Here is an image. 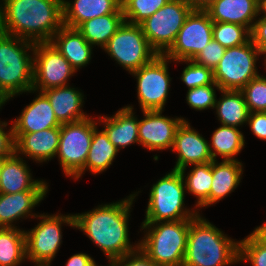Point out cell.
<instances>
[{
  "label": "cell",
  "mask_w": 266,
  "mask_h": 266,
  "mask_svg": "<svg viewBox=\"0 0 266 266\" xmlns=\"http://www.w3.org/2000/svg\"><path fill=\"white\" fill-rule=\"evenodd\" d=\"M193 166L187 176H185L186 168L179 170V172L182 174L186 191L197 198L195 207L200 209L210 205V192L213 182L212 161Z\"/></svg>",
  "instance_id": "31"
},
{
  "label": "cell",
  "mask_w": 266,
  "mask_h": 266,
  "mask_svg": "<svg viewBox=\"0 0 266 266\" xmlns=\"http://www.w3.org/2000/svg\"><path fill=\"white\" fill-rule=\"evenodd\" d=\"M35 43L0 31V94L8 101L32 90Z\"/></svg>",
  "instance_id": "4"
},
{
  "label": "cell",
  "mask_w": 266,
  "mask_h": 266,
  "mask_svg": "<svg viewBox=\"0 0 266 266\" xmlns=\"http://www.w3.org/2000/svg\"><path fill=\"white\" fill-rule=\"evenodd\" d=\"M36 218H42L38 225L25 231L26 259L35 262L51 263L62 243V223L74 228V214L46 215L40 214Z\"/></svg>",
  "instance_id": "11"
},
{
  "label": "cell",
  "mask_w": 266,
  "mask_h": 266,
  "mask_svg": "<svg viewBox=\"0 0 266 266\" xmlns=\"http://www.w3.org/2000/svg\"><path fill=\"white\" fill-rule=\"evenodd\" d=\"M191 220L142 223L139 247L157 266H182ZM148 229V230H147Z\"/></svg>",
  "instance_id": "5"
},
{
  "label": "cell",
  "mask_w": 266,
  "mask_h": 266,
  "mask_svg": "<svg viewBox=\"0 0 266 266\" xmlns=\"http://www.w3.org/2000/svg\"><path fill=\"white\" fill-rule=\"evenodd\" d=\"M211 140L209 151L213 160H216L217 155L222 160H237L236 155L245 146L244 135L239 128L232 126H220L213 132Z\"/></svg>",
  "instance_id": "29"
},
{
  "label": "cell",
  "mask_w": 266,
  "mask_h": 266,
  "mask_svg": "<svg viewBox=\"0 0 266 266\" xmlns=\"http://www.w3.org/2000/svg\"><path fill=\"white\" fill-rule=\"evenodd\" d=\"M15 152L4 159L0 172V193L12 194L28 190H48L43 180L32 179L30 169Z\"/></svg>",
  "instance_id": "18"
},
{
  "label": "cell",
  "mask_w": 266,
  "mask_h": 266,
  "mask_svg": "<svg viewBox=\"0 0 266 266\" xmlns=\"http://www.w3.org/2000/svg\"><path fill=\"white\" fill-rule=\"evenodd\" d=\"M7 102V100L0 94V109Z\"/></svg>",
  "instance_id": "49"
},
{
  "label": "cell",
  "mask_w": 266,
  "mask_h": 266,
  "mask_svg": "<svg viewBox=\"0 0 266 266\" xmlns=\"http://www.w3.org/2000/svg\"><path fill=\"white\" fill-rule=\"evenodd\" d=\"M26 259L25 232L0 228V266H18Z\"/></svg>",
  "instance_id": "32"
},
{
  "label": "cell",
  "mask_w": 266,
  "mask_h": 266,
  "mask_svg": "<svg viewBox=\"0 0 266 266\" xmlns=\"http://www.w3.org/2000/svg\"><path fill=\"white\" fill-rule=\"evenodd\" d=\"M222 98L215 101V109L221 125L240 127L247 123L250 111L241 90H219Z\"/></svg>",
  "instance_id": "28"
},
{
  "label": "cell",
  "mask_w": 266,
  "mask_h": 266,
  "mask_svg": "<svg viewBox=\"0 0 266 266\" xmlns=\"http://www.w3.org/2000/svg\"><path fill=\"white\" fill-rule=\"evenodd\" d=\"M213 39V21L205 10H192L171 48L164 54L173 61L193 60Z\"/></svg>",
  "instance_id": "14"
},
{
  "label": "cell",
  "mask_w": 266,
  "mask_h": 266,
  "mask_svg": "<svg viewBox=\"0 0 266 266\" xmlns=\"http://www.w3.org/2000/svg\"><path fill=\"white\" fill-rule=\"evenodd\" d=\"M33 87L29 93L67 86L68 80L76 72L67 59L50 43H35L32 51ZM40 89V90H39ZM39 90V91H38Z\"/></svg>",
  "instance_id": "13"
},
{
  "label": "cell",
  "mask_w": 266,
  "mask_h": 266,
  "mask_svg": "<svg viewBox=\"0 0 266 266\" xmlns=\"http://www.w3.org/2000/svg\"><path fill=\"white\" fill-rule=\"evenodd\" d=\"M264 55L266 56V53ZM265 56H264V58H265L264 62H265V67H266V57Z\"/></svg>",
  "instance_id": "53"
},
{
  "label": "cell",
  "mask_w": 266,
  "mask_h": 266,
  "mask_svg": "<svg viewBox=\"0 0 266 266\" xmlns=\"http://www.w3.org/2000/svg\"><path fill=\"white\" fill-rule=\"evenodd\" d=\"M35 266H50V263L35 262Z\"/></svg>",
  "instance_id": "51"
},
{
  "label": "cell",
  "mask_w": 266,
  "mask_h": 266,
  "mask_svg": "<svg viewBox=\"0 0 266 266\" xmlns=\"http://www.w3.org/2000/svg\"><path fill=\"white\" fill-rule=\"evenodd\" d=\"M226 48L223 47L219 42L212 39L206 47L198 53L193 59L199 65L205 66L212 70L218 65L220 59L223 57Z\"/></svg>",
  "instance_id": "39"
},
{
  "label": "cell",
  "mask_w": 266,
  "mask_h": 266,
  "mask_svg": "<svg viewBox=\"0 0 266 266\" xmlns=\"http://www.w3.org/2000/svg\"><path fill=\"white\" fill-rule=\"evenodd\" d=\"M137 194L124 200L99 205L92 211L75 214L74 228L83 231L96 244L107 259L120 258L139 248L130 244L128 219L130 209Z\"/></svg>",
  "instance_id": "1"
},
{
  "label": "cell",
  "mask_w": 266,
  "mask_h": 266,
  "mask_svg": "<svg viewBox=\"0 0 266 266\" xmlns=\"http://www.w3.org/2000/svg\"><path fill=\"white\" fill-rule=\"evenodd\" d=\"M205 11L213 22L236 23L251 31L258 18V0H215Z\"/></svg>",
  "instance_id": "21"
},
{
  "label": "cell",
  "mask_w": 266,
  "mask_h": 266,
  "mask_svg": "<svg viewBox=\"0 0 266 266\" xmlns=\"http://www.w3.org/2000/svg\"><path fill=\"white\" fill-rule=\"evenodd\" d=\"M175 62H185L187 66L183 69L181 80L186 84L188 89L214 83L213 70L199 65L193 60H179Z\"/></svg>",
  "instance_id": "36"
},
{
  "label": "cell",
  "mask_w": 266,
  "mask_h": 266,
  "mask_svg": "<svg viewBox=\"0 0 266 266\" xmlns=\"http://www.w3.org/2000/svg\"><path fill=\"white\" fill-rule=\"evenodd\" d=\"M142 112L144 119L138 124L139 145L150 151L173 148L177 129L186 119L165 117L162 110Z\"/></svg>",
  "instance_id": "15"
},
{
  "label": "cell",
  "mask_w": 266,
  "mask_h": 266,
  "mask_svg": "<svg viewBox=\"0 0 266 266\" xmlns=\"http://www.w3.org/2000/svg\"><path fill=\"white\" fill-rule=\"evenodd\" d=\"M124 22L123 13H111L86 20L77 30L90 45H97L103 49Z\"/></svg>",
  "instance_id": "27"
},
{
  "label": "cell",
  "mask_w": 266,
  "mask_h": 266,
  "mask_svg": "<svg viewBox=\"0 0 266 266\" xmlns=\"http://www.w3.org/2000/svg\"><path fill=\"white\" fill-rule=\"evenodd\" d=\"M169 0H130L122 9L125 22L139 25Z\"/></svg>",
  "instance_id": "34"
},
{
  "label": "cell",
  "mask_w": 266,
  "mask_h": 266,
  "mask_svg": "<svg viewBox=\"0 0 266 266\" xmlns=\"http://www.w3.org/2000/svg\"><path fill=\"white\" fill-rule=\"evenodd\" d=\"M130 0H119V5L123 8Z\"/></svg>",
  "instance_id": "50"
},
{
  "label": "cell",
  "mask_w": 266,
  "mask_h": 266,
  "mask_svg": "<svg viewBox=\"0 0 266 266\" xmlns=\"http://www.w3.org/2000/svg\"><path fill=\"white\" fill-rule=\"evenodd\" d=\"M75 89L67 85L42 91L48 98L60 124L73 123L89 117L81 109L84 95Z\"/></svg>",
  "instance_id": "24"
},
{
  "label": "cell",
  "mask_w": 266,
  "mask_h": 266,
  "mask_svg": "<svg viewBox=\"0 0 266 266\" xmlns=\"http://www.w3.org/2000/svg\"><path fill=\"white\" fill-rule=\"evenodd\" d=\"M177 152L178 158L173 169H187L188 165L205 164L213 161L209 142L184 120L178 127L174 145L171 149Z\"/></svg>",
  "instance_id": "16"
},
{
  "label": "cell",
  "mask_w": 266,
  "mask_h": 266,
  "mask_svg": "<svg viewBox=\"0 0 266 266\" xmlns=\"http://www.w3.org/2000/svg\"><path fill=\"white\" fill-rule=\"evenodd\" d=\"M252 234L266 246V222L259 227H256Z\"/></svg>",
  "instance_id": "46"
},
{
  "label": "cell",
  "mask_w": 266,
  "mask_h": 266,
  "mask_svg": "<svg viewBox=\"0 0 266 266\" xmlns=\"http://www.w3.org/2000/svg\"><path fill=\"white\" fill-rule=\"evenodd\" d=\"M98 120L103 124L105 123L103 130L118 151L131 144H139V120L134 116L132 106L123 107L111 117L100 116Z\"/></svg>",
  "instance_id": "22"
},
{
  "label": "cell",
  "mask_w": 266,
  "mask_h": 266,
  "mask_svg": "<svg viewBox=\"0 0 266 266\" xmlns=\"http://www.w3.org/2000/svg\"><path fill=\"white\" fill-rule=\"evenodd\" d=\"M129 73L151 62L158 53L150 46L142 28L124 22L103 48Z\"/></svg>",
  "instance_id": "9"
},
{
  "label": "cell",
  "mask_w": 266,
  "mask_h": 266,
  "mask_svg": "<svg viewBox=\"0 0 266 266\" xmlns=\"http://www.w3.org/2000/svg\"><path fill=\"white\" fill-rule=\"evenodd\" d=\"M238 261L250 262L252 266H266V246L251 233L239 241Z\"/></svg>",
  "instance_id": "37"
},
{
  "label": "cell",
  "mask_w": 266,
  "mask_h": 266,
  "mask_svg": "<svg viewBox=\"0 0 266 266\" xmlns=\"http://www.w3.org/2000/svg\"><path fill=\"white\" fill-rule=\"evenodd\" d=\"M91 266H99V265H97L95 260H94V262L91 264ZM108 266H117L116 259H109V265Z\"/></svg>",
  "instance_id": "48"
},
{
  "label": "cell",
  "mask_w": 266,
  "mask_h": 266,
  "mask_svg": "<svg viewBox=\"0 0 266 266\" xmlns=\"http://www.w3.org/2000/svg\"><path fill=\"white\" fill-rule=\"evenodd\" d=\"M198 214L191 219L182 266H228L239 263V241H233Z\"/></svg>",
  "instance_id": "3"
},
{
  "label": "cell",
  "mask_w": 266,
  "mask_h": 266,
  "mask_svg": "<svg viewBox=\"0 0 266 266\" xmlns=\"http://www.w3.org/2000/svg\"><path fill=\"white\" fill-rule=\"evenodd\" d=\"M261 52L251 39L240 46L226 48L223 57L213 70L214 82L219 90H241L257 77L256 61Z\"/></svg>",
  "instance_id": "8"
},
{
  "label": "cell",
  "mask_w": 266,
  "mask_h": 266,
  "mask_svg": "<svg viewBox=\"0 0 266 266\" xmlns=\"http://www.w3.org/2000/svg\"><path fill=\"white\" fill-rule=\"evenodd\" d=\"M188 7L192 10H205L207 9L215 0H183Z\"/></svg>",
  "instance_id": "45"
},
{
  "label": "cell",
  "mask_w": 266,
  "mask_h": 266,
  "mask_svg": "<svg viewBox=\"0 0 266 266\" xmlns=\"http://www.w3.org/2000/svg\"><path fill=\"white\" fill-rule=\"evenodd\" d=\"M191 11L183 0H169L139 24L158 55H164L171 48Z\"/></svg>",
  "instance_id": "10"
},
{
  "label": "cell",
  "mask_w": 266,
  "mask_h": 266,
  "mask_svg": "<svg viewBox=\"0 0 266 266\" xmlns=\"http://www.w3.org/2000/svg\"><path fill=\"white\" fill-rule=\"evenodd\" d=\"M5 158L7 157H0V172Z\"/></svg>",
  "instance_id": "52"
},
{
  "label": "cell",
  "mask_w": 266,
  "mask_h": 266,
  "mask_svg": "<svg viewBox=\"0 0 266 266\" xmlns=\"http://www.w3.org/2000/svg\"><path fill=\"white\" fill-rule=\"evenodd\" d=\"M94 259L86 253L72 255L66 262V266H91Z\"/></svg>",
  "instance_id": "44"
},
{
  "label": "cell",
  "mask_w": 266,
  "mask_h": 266,
  "mask_svg": "<svg viewBox=\"0 0 266 266\" xmlns=\"http://www.w3.org/2000/svg\"><path fill=\"white\" fill-rule=\"evenodd\" d=\"M38 94L12 122L13 133H32L61 126L48 98L42 92Z\"/></svg>",
  "instance_id": "20"
},
{
  "label": "cell",
  "mask_w": 266,
  "mask_h": 266,
  "mask_svg": "<svg viewBox=\"0 0 266 266\" xmlns=\"http://www.w3.org/2000/svg\"><path fill=\"white\" fill-rule=\"evenodd\" d=\"M111 13H123L119 0H63V24L77 28L86 20Z\"/></svg>",
  "instance_id": "25"
},
{
  "label": "cell",
  "mask_w": 266,
  "mask_h": 266,
  "mask_svg": "<svg viewBox=\"0 0 266 266\" xmlns=\"http://www.w3.org/2000/svg\"><path fill=\"white\" fill-rule=\"evenodd\" d=\"M0 31L33 43L50 42L63 24V0H2ZM4 6V7H3Z\"/></svg>",
  "instance_id": "2"
},
{
  "label": "cell",
  "mask_w": 266,
  "mask_h": 266,
  "mask_svg": "<svg viewBox=\"0 0 266 266\" xmlns=\"http://www.w3.org/2000/svg\"><path fill=\"white\" fill-rule=\"evenodd\" d=\"M251 33V41L261 52V55L266 53V19L258 18L255 20Z\"/></svg>",
  "instance_id": "41"
},
{
  "label": "cell",
  "mask_w": 266,
  "mask_h": 266,
  "mask_svg": "<svg viewBox=\"0 0 266 266\" xmlns=\"http://www.w3.org/2000/svg\"><path fill=\"white\" fill-rule=\"evenodd\" d=\"M170 61L165 55H157L130 73L137 79V97L142 111H164L171 81L167 66Z\"/></svg>",
  "instance_id": "12"
},
{
  "label": "cell",
  "mask_w": 266,
  "mask_h": 266,
  "mask_svg": "<svg viewBox=\"0 0 266 266\" xmlns=\"http://www.w3.org/2000/svg\"><path fill=\"white\" fill-rule=\"evenodd\" d=\"M247 124L256 137L266 140V112H251Z\"/></svg>",
  "instance_id": "43"
},
{
  "label": "cell",
  "mask_w": 266,
  "mask_h": 266,
  "mask_svg": "<svg viewBox=\"0 0 266 266\" xmlns=\"http://www.w3.org/2000/svg\"><path fill=\"white\" fill-rule=\"evenodd\" d=\"M213 39L225 48L243 45L251 39L250 30L236 23L213 22Z\"/></svg>",
  "instance_id": "33"
},
{
  "label": "cell",
  "mask_w": 266,
  "mask_h": 266,
  "mask_svg": "<svg viewBox=\"0 0 266 266\" xmlns=\"http://www.w3.org/2000/svg\"><path fill=\"white\" fill-rule=\"evenodd\" d=\"M48 190H28L12 194L0 193V228H15L14 221L28 216L37 217L32 209L46 196Z\"/></svg>",
  "instance_id": "19"
},
{
  "label": "cell",
  "mask_w": 266,
  "mask_h": 266,
  "mask_svg": "<svg viewBox=\"0 0 266 266\" xmlns=\"http://www.w3.org/2000/svg\"><path fill=\"white\" fill-rule=\"evenodd\" d=\"M117 266H157L139 247L135 251L116 258Z\"/></svg>",
  "instance_id": "40"
},
{
  "label": "cell",
  "mask_w": 266,
  "mask_h": 266,
  "mask_svg": "<svg viewBox=\"0 0 266 266\" xmlns=\"http://www.w3.org/2000/svg\"><path fill=\"white\" fill-rule=\"evenodd\" d=\"M219 90V86L214 82L210 85L200 86L188 89L186 101L188 105L195 110L214 109L216 101L215 89Z\"/></svg>",
  "instance_id": "38"
},
{
  "label": "cell",
  "mask_w": 266,
  "mask_h": 266,
  "mask_svg": "<svg viewBox=\"0 0 266 266\" xmlns=\"http://www.w3.org/2000/svg\"><path fill=\"white\" fill-rule=\"evenodd\" d=\"M264 14L261 18L266 19V0H258V15Z\"/></svg>",
  "instance_id": "47"
},
{
  "label": "cell",
  "mask_w": 266,
  "mask_h": 266,
  "mask_svg": "<svg viewBox=\"0 0 266 266\" xmlns=\"http://www.w3.org/2000/svg\"><path fill=\"white\" fill-rule=\"evenodd\" d=\"M15 153L46 162L57 156L60 127L48 128L32 133H13Z\"/></svg>",
  "instance_id": "17"
},
{
  "label": "cell",
  "mask_w": 266,
  "mask_h": 266,
  "mask_svg": "<svg viewBox=\"0 0 266 266\" xmlns=\"http://www.w3.org/2000/svg\"><path fill=\"white\" fill-rule=\"evenodd\" d=\"M251 112H266V77L258 75L241 89Z\"/></svg>",
  "instance_id": "35"
},
{
  "label": "cell",
  "mask_w": 266,
  "mask_h": 266,
  "mask_svg": "<svg viewBox=\"0 0 266 266\" xmlns=\"http://www.w3.org/2000/svg\"><path fill=\"white\" fill-rule=\"evenodd\" d=\"M50 43L67 59L75 71L86 66L91 60L93 46L77 28L63 25L54 34Z\"/></svg>",
  "instance_id": "23"
},
{
  "label": "cell",
  "mask_w": 266,
  "mask_h": 266,
  "mask_svg": "<svg viewBox=\"0 0 266 266\" xmlns=\"http://www.w3.org/2000/svg\"><path fill=\"white\" fill-rule=\"evenodd\" d=\"M185 184L179 170L172 169L151 187L142 223L191 220L199 211L184 207Z\"/></svg>",
  "instance_id": "6"
},
{
  "label": "cell",
  "mask_w": 266,
  "mask_h": 266,
  "mask_svg": "<svg viewBox=\"0 0 266 266\" xmlns=\"http://www.w3.org/2000/svg\"><path fill=\"white\" fill-rule=\"evenodd\" d=\"M119 151L110 142L107 134L96 127L93 130L92 142L84 165V172L88 169L93 174H99L112 165Z\"/></svg>",
  "instance_id": "30"
},
{
  "label": "cell",
  "mask_w": 266,
  "mask_h": 266,
  "mask_svg": "<svg viewBox=\"0 0 266 266\" xmlns=\"http://www.w3.org/2000/svg\"><path fill=\"white\" fill-rule=\"evenodd\" d=\"M7 125V122L0 121V157H10L15 152L13 127L5 132Z\"/></svg>",
  "instance_id": "42"
},
{
  "label": "cell",
  "mask_w": 266,
  "mask_h": 266,
  "mask_svg": "<svg viewBox=\"0 0 266 266\" xmlns=\"http://www.w3.org/2000/svg\"><path fill=\"white\" fill-rule=\"evenodd\" d=\"M239 160L212 161L213 182L210 205L216 204L236 189L242 179L243 167Z\"/></svg>",
  "instance_id": "26"
},
{
  "label": "cell",
  "mask_w": 266,
  "mask_h": 266,
  "mask_svg": "<svg viewBox=\"0 0 266 266\" xmlns=\"http://www.w3.org/2000/svg\"><path fill=\"white\" fill-rule=\"evenodd\" d=\"M97 122L88 117L60 126L58 158L64 174L78 180L84 174V165Z\"/></svg>",
  "instance_id": "7"
}]
</instances>
